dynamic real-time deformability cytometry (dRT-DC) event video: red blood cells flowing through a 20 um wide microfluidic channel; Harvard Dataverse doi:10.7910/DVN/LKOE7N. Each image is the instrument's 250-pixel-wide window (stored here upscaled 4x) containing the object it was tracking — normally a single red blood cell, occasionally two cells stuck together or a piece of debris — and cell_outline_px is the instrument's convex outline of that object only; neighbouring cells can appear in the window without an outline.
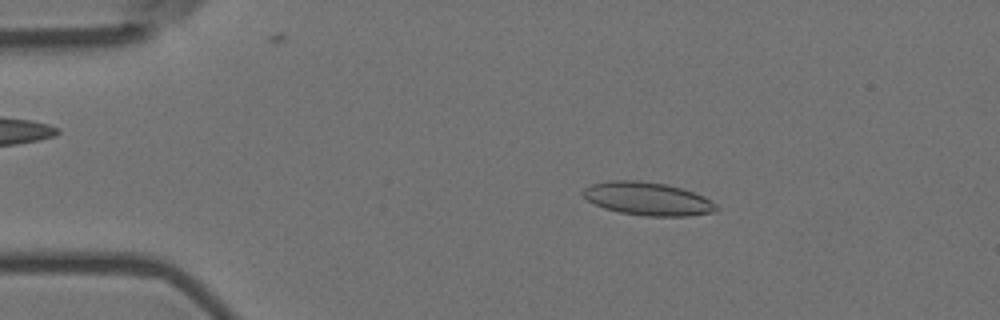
{"species": "Egyptian fruit bat (a non-hibernating species)", "species_latin": "Rousettus aegyptiacus", "temperature_condition": "room temperature", "stored_images_in_passage": 55, "camera_frame_rate_fps": 3000, "um_per_image_px": 0.085, "animal": {"sex": "female"}, "frame": {"image": 1, "passage_image": 9, "time_ms": 2.667, "image_size_px": [1000, 320], "cell_outline_px": [[720, 208], [716, 212], [688, 216], [644, 216], [620, 212], [604, 208], [588, 200], [580, 192], [584, 188], [592, 184], [608, 180], [640, 180], [664, 184], [680, 188], [704, 196], [716, 204]], "centroid_in_image_um": [55.06, 16.9], "position_along_channel_um": 29.9, "area_um2": 25.78}}
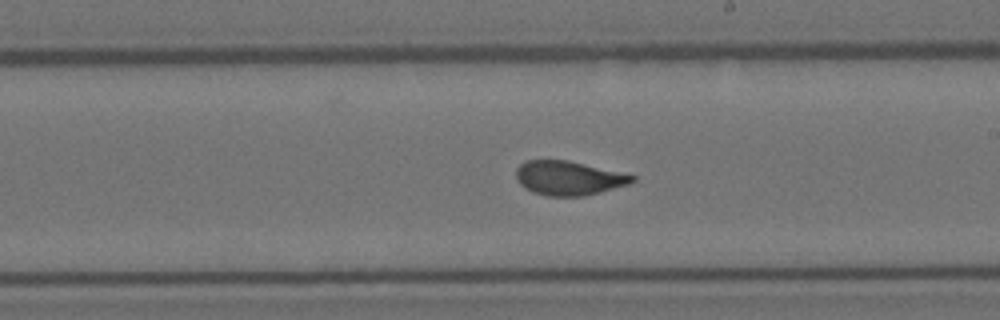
{"frame": {"image": 2, "passage_image": 31, "time_ms": 10.0, "image_size_px": [1000, 320], "cell_outline_px": [[636, 180], [628, 184], [600, 192], [584, 196], [548, 196], [532, 192], [524, 188], [516, 180], [516, 168], [524, 160], [568, 160], [636, 176]], "centroid_in_image_um": [48.28, 15.13], "position_along_channel_um": 240.7, "area_um2": 23.12}}
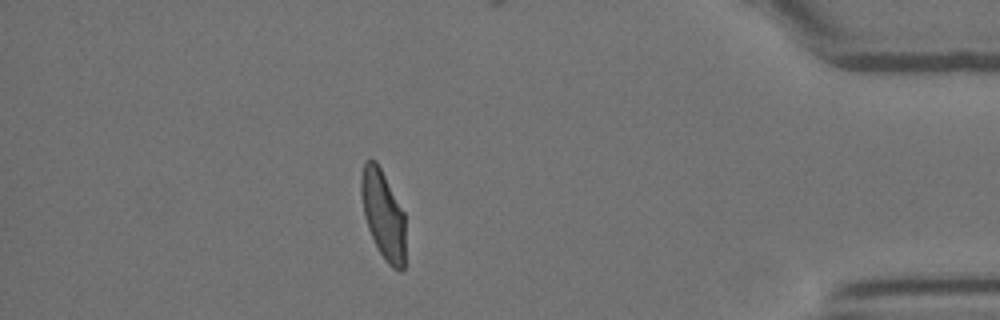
{"frame": {"image": 3, "passage_image": 48, "time_ms": 15.667, "image_size_px": [1000, 320], "cell_outline_px": [[404, 268], [400, 272], [392, 268], [384, 260], [368, 228], [364, 216], [360, 192], [360, 176], [364, 164], [368, 160], [376, 160], [404, 212]], "centroid_in_image_um": [32.55, 18.25], "position_along_channel_um": 402.6, "area_um2": 22.72}, "authors_computed_cell_mechanics": {"area_um2": 23.8136, "velocity_mm_per_s": 3.6067, "shape_relaxation_time_tau1_ms": 5.8697, "shape_relaxation_time_tau2_ms": 0.8209, "deformation_change_tau1": 0.1804, "deformation_change_tau2": 0.0598}}